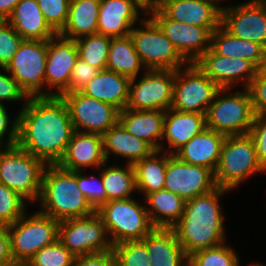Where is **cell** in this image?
<instances>
[{
	"instance_id": "680465c9",
	"label": "cell",
	"mask_w": 266,
	"mask_h": 266,
	"mask_svg": "<svg viewBox=\"0 0 266 266\" xmlns=\"http://www.w3.org/2000/svg\"><path fill=\"white\" fill-rule=\"evenodd\" d=\"M251 1H262V2H265L266 0H251Z\"/></svg>"
},
{
	"instance_id": "5b68a950",
	"label": "cell",
	"mask_w": 266,
	"mask_h": 266,
	"mask_svg": "<svg viewBox=\"0 0 266 266\" xmlns=\"http://www.w3.org/2000/svg\"><path fill=\"white\" fill-rule=\"evenodd\" d=\"M228 91L220 88L215 94L206 113V127L225 136L247 135L255 118L250 94L246 88Z\"/></svg>"
},
{
	"instance_id": "816d5d0a",
	"label": "cell",
	"mask_w": 266,
	"mask_h": 266,
	"mask_svg": "<svg viewBox=\"0 0 266 266\" xmlns=\"http://www.w3.org/2000/svg\"><path fill=\"white\" fill-rule=\"evenodd\" d=\"M20 0H0V20H7Z\"/></svg>"
},
{
	"instance_id": "52a82bcc",
	"label": "cell",
	"mask_w": 266,
	"mask_h": 266,
	"mask_svg": "<svg viewBox=\"0 0 266 266\" xmlns=\"http://www.w3.org/2000/svg\"><path fill=\"white\" fill-rule=\"evenodd\" d=\"M266 171L258 162L249 134L226 136L214 177L217 187L232 190L255 173Z\"/></svg>"
},
{
	"instance_id": "4316f807",
	"label": "cell",
	"mask_w": 266,
	"mask_h": 266,
	"mask_svg": "<svg viewBox=\"0 0 266 266\" xmlns=\"http://www.w3.org/2000/svg\"><path fill=\"white\" fill-rule=\"evenodd\" d=\"M142 241L147 247L152 266L188 265V256L171 228H154Z\"/></svg>"
},
{
	"instance_id": "ba28073f",
	"label": "cell",
	"mask_w": 266,
	"mask_h": 266,
	"mask_svg": "<svg viewBox=\"0 0 266 266\" xmlns=\"http://www.w3.org/2000/svg\"><path fill=\"white\" fill-rule=\"evenodd\" d=\"M140 23L141 28L134 26L130 36L145 70H178L189 63L151 17Z\"/></svg>"
},
{
	"instance_id": "d4e9b609",
	"label": "cell",
	"mask_w": 266,
	"mask_h": 266,
	"mask_svg": "<svg viewBox=\"0 0 266 266\" xmlns=\"http://www.w3.org/2000/svg\"><path fill=\"white\" fill-rule=\"evenodd\" d=\"M205 128H207L206 115L180 112L172 108L168 109L165 111L162 140H166L169 147L163 151L168 154H175L183 145Z\"/></svg>"
},
{
	"instance_id": "3957f363",
	"label": "cell",
	"mask_w": 266,
	"mask_h": 266,
	"mask_svg": "<svg viewBox=\"0 0 266 266\" xmlns=\"http://www.w3.org/2000/svg\"><path fill=\"white\" fill-rule=\"evenodd\" d=\"M38 202L40 213L58 221L87 217L96 212L79 189L77 171L63 169L58 164L45 167Z\"/></svg>"
},
{
	"instance_id": "7dc6e473",
	"label": "cell",
	"mask_w": 266,
	"mask_h": 266,
	"mask_svg": "<svg viewBox=\"0 0 266 266\" xmlns=\"http://www.w3.org/2000/svg\"><path fill=\"white\" fill-rule=\"evenodd\" d=\"M246 89L250 94L255 115H266V78L258 71Z\"/></svg>"
},
{
	"instance_id": "b9f144b4",
	"label": "cell",
	"mask_w": 266,
	"mask_h": 266,
	"mask_svg": "<svg viewBox=\"0 0 266 266\" xmlns=\"http://www.w3.org/2000/svg\"><path fill=\"white\" fill-rule=\"evenodd\" d=\"M83 171H77V184L82 194L86 197L92 207L97 210L106 202V191L103 185L101 174L99 177L85 176Z\"/></svg>"
},
{
	"instance_id": "4fadbf2b",
	"label": "cell",
	"mask_w": 266,
	"mask_h": 266,
	"mask_svg": "<svg viewBox=\"0 0 266 266\" xmlns=\"http://www.w3.org/2000/svg\"><path fill=\"white\" fill-rule=\"evenodd\" d=\"M59 97L68 107L74 131L103 136L119 122L120 110L110 103L86 96L81 91L62 93Z\"/></svg>"
},
{
	"instance_id": "c3c4849f",
	"label": "cell",
	"mask_w": 266,
	"mask_h": 266,
	"mask_svg": "<svg viewBox=\"0 0 266 266\" xmlns=\"http://www.w3.org/2000/svg\"><path fill=\"white\" fill-rule=\"evenodd\" d=\"M12 121L9 119L7 108L4 103L0 104V148L17 145L18 139V116ZM11 127V128H9ZM7 135L6 142L3 141ZM4 143V144H3Z\"/></svg>"
},
{
	"instance_id": "d6986e66",
	"label": "cell",
	"mask_w": 266,
	"mask_h": 266,
	"mask_svg": "<svg viewBox=\"0 0 266 266\" xmlns=\"http://www.w3.org/2000/svg\"><path fill=\"white\" fill-rule=\"evenodd\" d=\"M78 59L75 40L57 34L48 40L45 66V86L53 88L52 96L59 97L68 87L72 69Z\"/></svg>"
},
{
	"instance_id": "7c38bea8",
	"label": "cell",
	"mask_w": 266,
	"mask_h": 266,
	"mask_svg": "<svg viewBox=\"0 0 266 266\" xmlns=\"http://www.w3.org/2000/svg\"><path fill=\"white\" fill-rule=\"evenodd\" d=\"M58 240L75 257L102 253L113 248L106 226L96 212L87 217L60 221Z\"/></svg>"
},
{
	"instance_id": "f1b7e54d",
	"label": "cell",
	"mask_w": 266,
	"mask_h": 266,
	"mask_svg": "<svg viewBox=\"0 0 266 266\" xmlns=\"http://www.w3.org/2000/svg\"><path fill=\"white\" fill-rule=\"evenodd\" d=\"M103 152L107 162L112 153L127 158L126 163L134 165L137 161L149 156L155 149L145 140L138 138L118 122L103 136Z\"/></svg>"
},
{
	"instance_id": "f6af8a7d",
	"label": "cell",
	"mask_w": 266,
	"mask_h": 266,
	"mask_svg": "<svg viewBox=\"0 0 266 266\" xmlns=\"http://www.w3.org/2000/svg\"><path fill=\"white\" fill-rule=\"evenodd\" d=\"M248 134L255 144L258 162L266 170V115H255Z\"/></svg>"
},
{
	"instance_id": "6da1fadb",
	"label": "cell",
	"mask_w": 266,
	"mask_h": 266,
	"mask_svg": "<svg viewBox=\"0 0 266 266\" xmlns=\"http://www.w3.org/2000/svg\"><path fill=\"white\" fill-rule=\"evenodd\" d=\"M18 112L17 145L56 165L63 158L74 132L66 103L61 97H29Z\"/></svg>"
},
{
	"instance_id": "9c48e42d",
	"label": "cell",
	"mask_w": 266,
	"mask_h": 266,
	"mask_svg": "<svg viewBox=\"0 0 266 266\" xmlns=\"http://www.w3.org/2000/svg\"><path fill=\"white\" fill-rule=\"evenodd\" d=\"M60 221L39 211L27 216L25 213L9 225L12 259L28 262L43 247L58 240Z\"/></svg>"
},
{
	"instance_id": "1f68e13d",
	"label": "cell",
	"mask_w": 266,
	"mask_h": 266,
	"mask_svg": "<svg viewBox=\"0 0 266 266\" xmlns=\"http://www.w3.org/2000/svg\"><path fill=\"white\" fill-rule=\"evenodd\" d=\"M211 48L222 56L246 59L258 69L266 50L259 43L232 36L221 25L211 34Z\"/></svg>"
},
{
	"instance_id": "4dcf8cb0",
	"label": "cell",
	"mask_w": 266,
	"mask_h": 266,
	"mask_svg": "<svg viewBox=\"0 0 266 266\" xmlns=\"http://www.w3.org/2000/svg\"><path fill=\"white\" fill-rule=\"evenodd\" d=\"M148 215L155 228H172L182 217L186 201L166 189L151 192L145 197Z\"/></svg>"
},
{
	"instance_id": "74e56055",
	"label": "cell",
	"mask_w": 266,
	"mask_h": 266,
	"mask_svg": "<svg viewBox=\"0 0 266 266\" xmlns=\"http://www.w3.org/2000/svg\"><path fill=\"white\" fill-rule=\"evenodd\" d=\"M116 266H152L142 240L124 241L112 248Z\"/></svg>"
},
{
	"instance_id": "8d00e7d4",
	"label": "cell",
	"mask_w": 266,
	"mask_h": 266,
	"mask_svg": "<svg viewBox=\"0 0 266 266\" xmlns=\"http://www.w3.org/2000/svg\"><path fill=\"white\" fill-rule=\"evenodd\" d=\"M189 266H241L238 255L227 244L202 249L188 256Z\"/></svg>"
},
{
	"instance_id": "5bb4252c",
	"label": "cell",
	"mask_w": 266,
	"mask_h": 266,
	"mask_svg": "<svg viewBox=\"0 0 266 266\" xmlns=\"http://www.w3.org/2000/svg\"><path fill=\"white\" fill-rule=\"evenodd\" d=\"M144 74L139 81L138 77L131 79L126 108L163 111L170 109L176 70L149 69Z\"/></svg>"
},
{
	"instance_id": "8992f818",
	"label": "cell",
	"mask_w": 266,
	"mask_h": 266,
	"mask_svg": "<svg viewBox=\"0 0 266 266\" xmlns=\"http://www.w3.org/2000/svg\"><path fill=\"white\" fill-rule=\"evenodd\" d=\"M146 208L135 199L127 198L107 201L96 210L113 246L124 241L142 240L155 228Z\"/></svg>"
},
{
	"instance_id": "ee69618b",
	"label": "cell",
	"mask_w": 266,
	"mask_h": 266,
	"mask_svg": "<svg viewBox=\"0 0 266 266\" xmlns=\"http://www.w3.org/2000/svg\"><path fill=\"white\" fill-rule=\"evenodd\" d=\"M99 72V69L93 67L78 57L72 69L69 87L63 93L80 91Z\"/></svg>"
},
{
	"instance_id": "f907efd6",
	"label": "cell",
	"mask_w": 266,
	"mask_h": 266,
	"mask_svg": "<svg viewBox=\"0 0 266 266\" xmlns=\"http://www.w3.org/2000/svg\"><path fill=\"white\" fill-rule=\"evenodd\" d=\"M12 260L10 251L9 225L0 222V264Z\"/></svg>"
},
{
	"instance_id": "bcb514c9",
	"label": "cell",
	"mask_w": 266,
	"mask_h": 266,
	"mask_svg": "<svg viewBox=\"0 0 266 266\" xmlns=\"http://www.w3.org/2000/svg\"><path fill=\"white\" fill-rule=\"evenodd\" d=\"M1 70L2 73L0 72V104H2V102L8 101L19 102L24 100V102H26L29 97L20 88L16 80L7 72L5 68H1ZM3 71H5L6 74Z\"/></svg>"
},
{
	"instance_id": "7402d4cb",
	"label": "cell",
	"mask_w": 266,
	"mask_h": 266,
	"mask_svg": "<svg viewBox=\"0 0 266 266\" xmlns=\"http://www.w3.org/2000/svg\"><path fill=\"white\" fill-rule=\"evenodd\" d=\"M216 0H177L161 11L170 19L206 27L211 32L221 25V9Z\"/></svg>"
},
{
	"instance_id": "484cf974",
	"label": "cell",
	"mask_w": 266,
	"mask_h": 266,
	"mask_svg": "<svg viewBox=\"0 0 266 266\" xmlns=\"http://www.w3.org/2000/svg\"><path fill=\"white\" fill-rule=\"evenodd\" d=\"M24 40H50L57 33L50 27L37 0H20L6 20Z\"/></svg>"
},
{
	"instance_id": "83f0119b",
	"label": "cell",
	"mask_w": 266,
	"mask_h": 266,
	"mask_svg": "<svg viewBox=\"0 0 266 266\" xmlns=\"http://www.w3.org/2000/svg\"><path fill=\"white\" fill-rule=\"evenodd\" d=\"M131 79L109 70L100 71L80 91L89 97L110 103L120 111L127 107Z\"/></svg>"
},
{
	"instance_id": "836d02e7",
	"label": "cell",
	"mask_w": 266,
	"mask_h": 266,
	"mask_svg": "<svg viewBox=\"0 0 266 266\" xmlns=\"http://www.w3.org/2000/svg\"><path fill=\"white\" fill-rule=\"evenodd\" d=\"M143 67L130 35L111 38L106 70L133 79Z\"/></svg>"
},
{
	"instance_id": "44dd1931",
	"label": "cell",
	"mask_w": 266,
	"mask_h": 266,
	"mask_svg": "<svg viewBox=\"0 0 266 266\" xmlns=\"http://www.w3.org/2000/svg\"><path fill=\"white\" fill-rule=\"evenodd\" d=\"M105 162L102 136L74 131L58 165L69 171H82L90 166L100 169Z\"/></svg>"
},
{
	"instance_id": "f35d334b",
	"label": "cell",
	"mask_w": 266,
	"mask_h": 266,
	"mask_svg": "<svg viewBox=\"0 0 266 266\" xmlns=\"http://www.w3.org/2000/svg\"><path fill=\"white\" fill-rule=\"evenodd\" d=\"M26 199L19 193L0 183V222L15 223L26 211Z\"/></svg>"
},
{
	"instance_id": "7bdbcfd3",
	"label": "cell",
	"mask_w": 266,
	"mask_h": 266,
	"mask_svg": "<svg viewBox=\"0 0 266 266\" xmlns=\"http://www.w3.org/2000/svg\"><path fill=\"white\" fill-rule=\"evenodd\" d=\"M23 40L6 20H0V68H6Z\"/></svg>"
},
{
	"instance_id": "8fae6325",
	"label": "cell",
	"mask_w": 266,
	"mask_h": 266,
	"mask_svg": "<svg viewBox=\"0 0 266 266\" xmlns=\"http://www.w3.org/2000/svg\"><path fill=\"white\" fill-rule=\"evenodd\" d=\"M176 70L172 109L206 115L220 89L195 63Z\"/></svg>"
},
{
	"instance_id": "f5cc1de1",
	"label": "cell",
	"mask_w": 266,
	"mask_h": 266,
	"mask_svg": "<svg viewBox=\"0 0 266 266\" xmlns=\"http://www.w3.org/2000/svg\"><path fill=\"white\" fill-rule=\"evenodd\" d=\"M174 1L177 0H154L153 5L151 9L146 13V16L148 17L151 12L161 11L166 5Z\"/></svg>"
},
{
	"instance_id": "e0dca14e",
	"label": "cell",
	"mask_w": 266,
	"mask_h": 266,
	"mask_svg": "<svg viewBox=\"0 0 266 266\" xmlns=\"http://www.w3.org/2000/svg\"><path fill=\"white\" fill-rule=\"evenodd\" d=\"M194 63L220 88H231L238 82L247 88L258 73L252 62L219 55L211 47Z\"/></svg>"
},
{
	"instance_id": "ffe728a7",
	"label": "cell",
	"mask_w": 266,
	"mask_h": 266,
	"mask_svg": "<svg viewBox=\"0 0 266 266\" xmlns=\"http://www.w3.org/2000/svg\"><path fill=\"white\" fill-rule=\"evenodd\" d=\"M144 9L134 0H100L97 34L110 38L124 37L137 21L140 23V11Z\"/></svg>"
},
{
	"instance_id": "603a6c76",
	"label": "cell",
	"mask_w": 266,
	"mask_h": 266,
	"mask_svg": "<svg viewBox=\"0 0 266 266\" xmlns=\"http://www.w3.org/2000/svg\"><path fill=\"white\" fill-rule=\"evenodd\" d=\"M225 135L209 128L195 135L183 145L174 155L181 161L216 170Z\"/></svg>"
},
{
	"instance_id": "db71d44e",
	"label": "cell",
	"mask_w": 266,
	"mask_h": 266,
	"mask_svg": "<svg viewBox=\"0 0 266 266\" xmlns=\"http://www.w3.org/2000/svg\"><path fill=\"white\" fill-rule=\"evenodd\" d=\"M134 1L138 5H140L146 13L151 9L154 2V0H134Z\"/></svg>"
},
{
	"instance_id": "11a10c76",
	"label": "cell",
	"mask_w": 266,
	"mask_h": 266,
	"mask_svg": "<svg viewBox=\"0 0 266 266\" xmlns=\"http://www.w3.org/2000/svg\"><path fill=\"white\" fill-rule=\"evenodd\" d=\"M0 266H28L27 262H23V261H17V260H9L5 263L0 264Z\"/></svg>"
},
{
	"instance_id": "9f6ffc18",
	"label": "cell",
	"mask_w": 266,
	"mask_h": 266,
	"mask_svg": "<svg viewBox=\"0 0 266 266\" xmlns=\"http://www.w3.org/2000/svg\"><path fill=\"white\" fill-rule=\"evenodd\" d=\"M258 71L266 78V50L264 53V58L262 60V64L259 67Z\"/></svg>"
},
{
	"instance_id": "6f0895ef",
	"label": "cell",
	"mask_w": 266,
	"mask_h": 266,
	"mask_svg": "<svg viewBox=\"0 0 266 266\" xmlns=\"http://www.w3.org/2000/svg\"><path fill=\"white\" fill-rule=\"evenodd\" d=\"M250 266H263V264L261 265V264H259V263H255V264H252V265H250Z\"/></svg>"
},
{
	"instance_id": "30bf717a",
	"label": "cell",
	"mask_w": 266,
	"mask_h": 266,
	"mask_svg": "<svg viewBox=\"0 0 266 266\" xmlns=\"http://www.w3.org/2000/svg\"><path fill=\"white\" fill-rule=\"evenodd\" d=\"M48 40H23L6 66L7 72L16 80L28 97H52L43 92Z\"/></svg>"
},
{
	"instance_id": "277c9868",
	"label": "cell",
	"mask_w": 266,
	"mask_h": 266,
	"mask_svg": "<svg viewBox=\"0 0 266 266\" xmlns=\"http://www.w3.org/2000/svg\"><path fill=\"white\" fill-rule=\"evenodd\" d=\"M46 166L18 145L0 148V183L28 201L39 200Z\"/></svg>"
},
{
	"instance_id": "681fc988",
	"label": "cell",
	"mask_w": 266,
	"mask_h": 266,
	"mask_svg": "<svg viewBox=\"0 0 266 266\" xmlns=\"http://www.w3.org/2000/svg\"><path fill=\"white\" fill-rule=\"evenodd\" d=\"M72 266H116L113 250L75 257Z\"/></svg>"
},
{
	"instance_id": "d590c367",
	"label": "cell",
	"mask_w": 266,
	"mask_h": 266,
	"mask_svg": "<svg viewBox=\"0 0 266 266\" xmlns=\"http://www.w3.org/2000/svg\"><path fill=\"white\" fill-rule=\"evenodd\" d=\"M78 57L100 71L106 70L111 38L101 34L83 36L75 40Z\"/></svg>"
},
{
	"instance_id": "9a60e30c",
	"label": "cell",
	"mask_w": 266,
	"mask_h": 266,
	"mask_svg": "<svg viewBox=\"0 0 266 266\" xmlns=\"http://www.w3.org/2000/svg\"><path fill=\"white\" fill-rule=\"evenodd\" d=\"M215 188L217 185L211 169L185 163L176 155L167 153L164 189L187 201Z\"/></svg>"
},
{
	"instance_id": "2e32d148",
	"label": "cell",
	"mask_w": 266,
	"mask_h": 266,
	"mask_svg": "<svg viewBox=\"0 0 266 266\" xmlns=\"http://www.w3.org/2000/svg\"><path fill=\"white\" fill-rule=\"evenodd\" d=\"M221 26L232 36L266 49V3L251 1L221 9Z\"/></svg>"
},
{
	"instance_id": "d6a6232c",
	"label": "cell",
	"mask_w": 266,
	"mask_h": 266,
	"mask_svg": "<svg viewBox=\"0 0 266 266\" xmlns=\"http://www.w3.org/2000/svg\"><path fill=\"white\" fill-rule=\"evenodd\" d=\"M161 150H154L149 156L137 161L135 169L136 190L144 197L154 191L164 189L167 167V152L162 155ZM158 155L160 157H158Z\"/></svg>"
},
{
	"instance_id": "60d3db41",
	"label": "cell",
	"mask_w": 266,
	"mask_h": 266,
	"mask_svg": "<svg viewBox=\"0 0 266 266\" xmlns=\"http://www.w3.org/2000/svg\"><path fill=\"white\" fill-rule=\"evenodd\" d=\"M71 0H37L39 8L50 27L59 34L68 18Z\"/></svg>"
},
{
	"instance_id": "cb8c5ba5",
	"label": "cell",
	"mask_w": 266,
	"mask_h": 266,
	"mask_svg": "<svg viewBox=\"0 0 266 266\" xmlns=\"http://www.w3.org/2000/svg\"><path fill=\"white\" fill-rule=\"evenodd\" d=\"M165 111L163 110H133L125 108L119 112V123L128 133L145 140L155 150L163 152ZM160 141V142H159Z\"/></svg>"
},
{
	"instance_id": "f546056e",
	"label": "cell",
	"mask_w": 266,
	"mask_h": 266,
	"mask_svg": "<svg viewBox=\"0 0 266 266\" xmlns=\"http://www.w3.org/2000/svg\"><path fill=\"white\" fill-rule=\"evenodd\" d=\"M99 10L100 0H71L67 21L59 35L76 40L97 34Z\"/></svg>"
},
{
	"instance_id": "ac0fdd59",
	"label": "cell",
	"mask_w": 266,
	"mask_h": 266,
	"mask_svg": "<svg viewBox=\"0 0 266 266\" xmlns=\"http://www.w3.org/2000/svg\"><path fill=\"white\" fill-rule=\"evenodd\" d=\"M148 16H151L158 24L178 52L189 63H194L211 47L212 32L206 27L174 21L162 11L151 12Z\"/></svg>"
},
{
	"instance_id": "ab89813d",
	"label": "cell",
	"mask_w": 266,
	"mask_h": 266,
	"mask_svg": "<svg viewBox=\"0 0 266 266\" xmlns=\"http://www.w3.org/2000/svg\"><path fill=\"white\" fill-rule=\"evenodd\" d=\"M75 256L57 240L43 247L28 262V266H72Z\"/></svg>"
},
{
	"instance_id": "e575fe53",
	"label": "cell",
	"mask_w": 266,
	"mask_h": 266,
	"mask_svg": "<svg viewBox=\"0 0 266 266\" xmlns=\"http://www.w3.org/2000/svg\"><path fill=\"white\" fill-rule=\"evenodd\" d=\"M106 161L99 171L106 191V202L110 200L132 198L136 190L135 169L132 164L125 167L119 165L107 166ZM107 166V167H106Z\"/></svg>"
},
{
	"instance_id": "7a4b0ae2",
	"label": "cell",
	"mask_w": 266,
	"mask_h": 266,
	"mask_svg": "<svg viewBox=\"0 0 266 266\" xmlns=\"http://www.w3.org/2000/svg\"><path fill=\"white\" fill-rule=\"evenodd\" d=\"M228 191L217 187L186 201L182 217L171 229L187 256L225 243L224 216L219 199Z\"/></svg>"
}]
</instances>
